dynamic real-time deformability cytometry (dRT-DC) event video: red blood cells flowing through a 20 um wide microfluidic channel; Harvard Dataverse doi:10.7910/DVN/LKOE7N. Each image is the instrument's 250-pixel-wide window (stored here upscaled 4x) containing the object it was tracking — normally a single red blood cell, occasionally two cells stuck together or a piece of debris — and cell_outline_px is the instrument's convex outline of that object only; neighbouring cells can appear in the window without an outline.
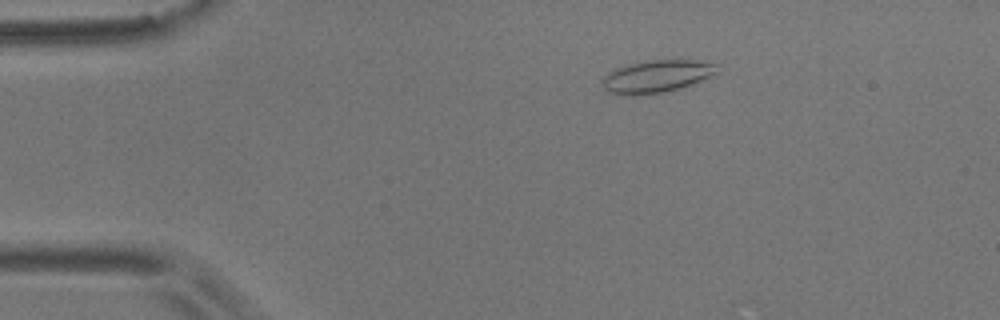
{"species": "common noctule bat (a hibernating species)", "species_latin": "Nyctalus noctula", "temperature_condition": "room temperature", "stored_images_in_passage": 5, "camera_frame_rate_fps": 3000, "um_per_image_px": 0.085, "animal": {"sex": "male", "body_mass_g": 17.9}, "frame": {"image": 1, "passage_image": 3, "time_ms": 2.333, "image_size_px": [1000, 320], "cell_outline_px": [[720, 64], [716, 72], [700, 80], [680, 88], [664, 92], [636, 96], [624, 96], [608, 92], [604, 88], [600, 80], [608, 72], [616, 68], [628, 64], [648, 60], [700, 60]], "centroid_in_image_um": [55.76, 6.49], "position_along_channel_um": 29.2, "area_um2": 21.91}}